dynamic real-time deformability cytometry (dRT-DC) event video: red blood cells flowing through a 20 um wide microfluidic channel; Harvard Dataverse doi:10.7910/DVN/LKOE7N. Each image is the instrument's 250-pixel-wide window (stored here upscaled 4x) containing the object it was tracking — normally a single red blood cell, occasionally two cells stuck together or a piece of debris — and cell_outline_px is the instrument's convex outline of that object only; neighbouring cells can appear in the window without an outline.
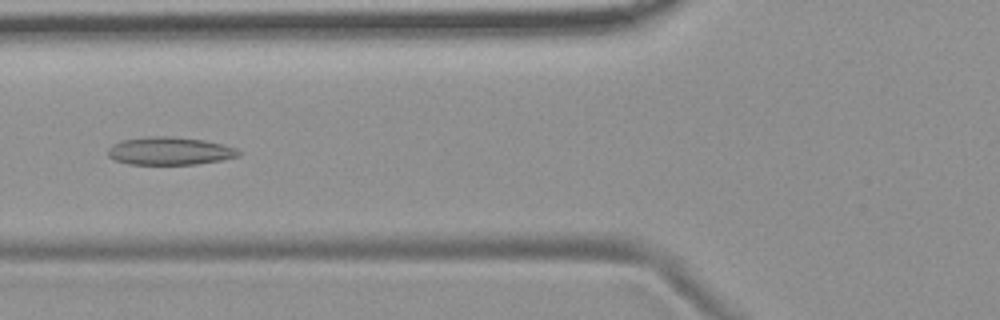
{"species": "common noctule bat (a hibernating species)", "species_latin": "Nyctalus noctula", "temperature_condition": "room temperature", "stored_images_in_passage": 8, "camera_frame_rate_fps": 3000, "um_per_image_px": 0.085, "animal": {"sex": "female", "body_mass_g": 19.9}, "frame": {"image": 1, "passage_image": 3, "time_ms": 2.333, "image_size_px": [1000, 320], "cell_outline_px": [[240, 156], [220, 160], [196, 164], [128, 164], [116, 160], [108, 156], [108, 148], [112, 144], [120, 140], [152, 136], [172, 136], [204, 140], [224, 144], [236, 148], [240, 152]], "centroid_in_image_um": [14.42, 12.82], "position_along_channel_um": 111.4, "area_um2": 21.27}}
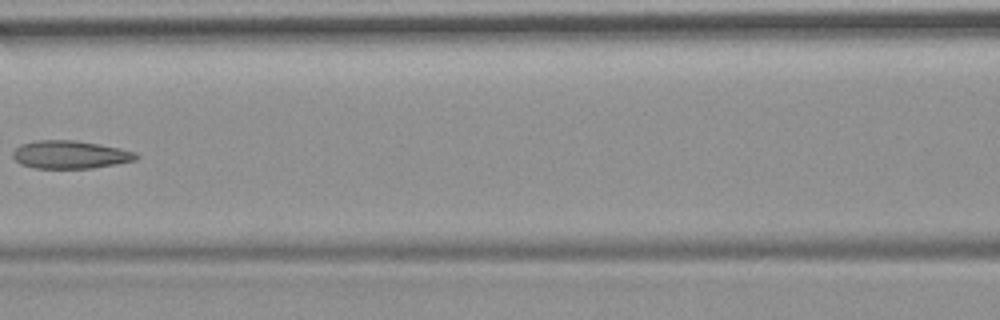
{"frame": {"image": 2, "passage_image": 4, "time_ms": 3.667, "image_size_px": [1000, 320], "cell_outline_px": [[140, 156], [136, 160], [116, 164], [92, 168], [32, 168], [20, 164], [12, 156], [12, 152], [20, 144], [36, 140], [72, 140], [120, 148], [136, 152]], "centroid_in_image_um": [5.95, 13.15], "position_along_channel_um": 160.7, "area_um2": 20.11}}
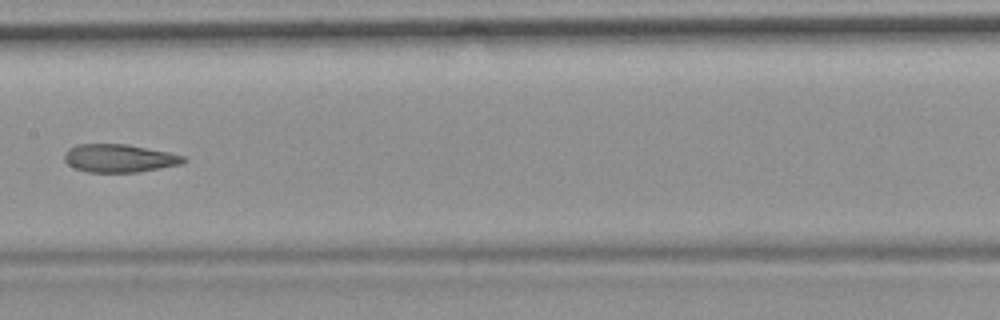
{"frame": {"image": 3, "passage_image": 5, "time_ms": 4.667, "image_size_px": [1000, 320], "cell_outline_px": [[188, 160], [180, 164], [160, 168], [136, 172], [88, 172], [76, 168], [68, 164], [64, 160], [64, 152], [68, 148], [76, 144], [128, 144], [168, 152], [184, 156]], "centroid_in_image_um": [10.11, 13.44], "position_along_channel_um": 197.3, "area_um2": 19.48}}